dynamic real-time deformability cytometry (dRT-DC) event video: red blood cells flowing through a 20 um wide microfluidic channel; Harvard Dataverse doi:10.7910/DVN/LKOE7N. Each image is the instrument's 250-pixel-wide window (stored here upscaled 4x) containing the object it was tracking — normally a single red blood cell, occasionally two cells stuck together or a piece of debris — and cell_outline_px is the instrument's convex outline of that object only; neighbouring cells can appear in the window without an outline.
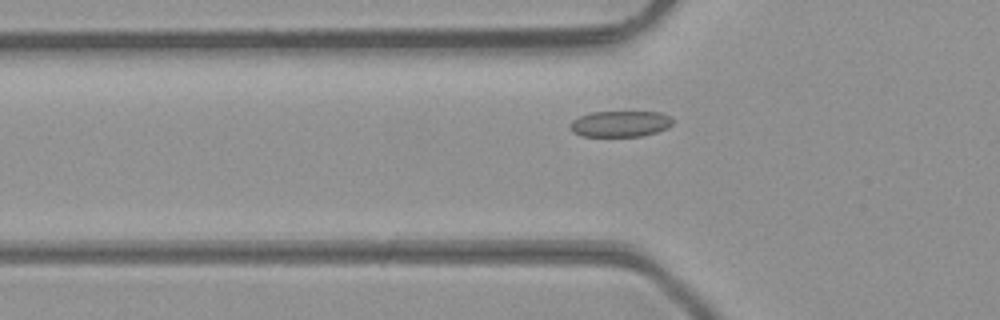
{"species": "common noctule bat (a hibernating species)", "species_latin": "Nyctalus noctula", "temperature_condition": "room temperature", "stored_images_in_passage": 43, "camera_frame_rate_fps": 3000, "um_per_image_px": 0.085, "animal": {"sex": "male", "body_mass_g": 23.1, "forearm_length_mm": 52.7}, "frame": {"image": 1, "passage_image": 11, "time_ms": 3.333, "image_size_px": [1000, 320], "cell_outline_px": [[672, 124], [668, 128], [656, 132], [640, 136], [580, 136], [572, 132], [568, 128], [568, 124], [572, 120], [580, 116], [592, 112], [660, 112], [672, 116]], "centroid_in_image_um": [52.69, 10.52], "position_along_channel_um": 73.1, "area_um2": 15.72}}
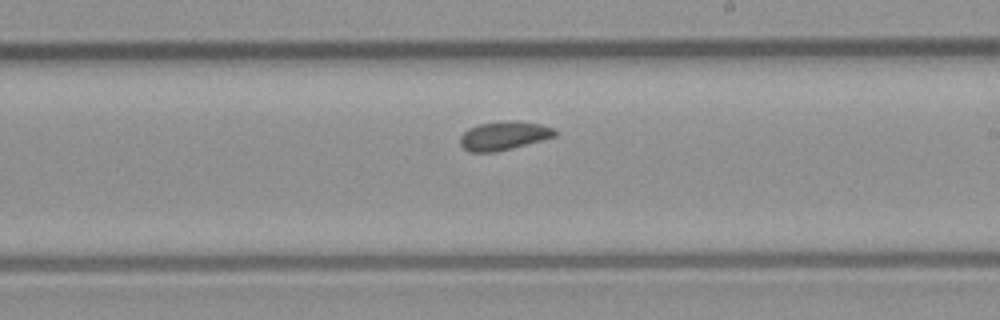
{"frame": {"image": 2, "passage_image": 23, "time_ms": 7.333, "image_size_px": [1000, 320], "cell_outline_px": [[556, 136], [512, 148], [496, 152], [468, 152], [460, 144], [460, 136], [468, 128], [480, 124], [508, 120], [516, 120], [540, 124], [552, 128], [556, 132]], "centroid_in_image_um": [42.8, 11.53], "position_along_channel_um": 246.2, "area_um2": 15.78}}
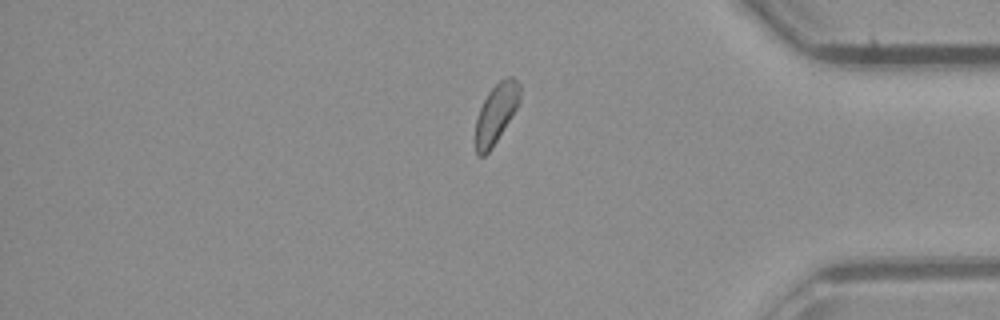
{"frame": {"image": 3, "passage_image": 35, "time_ms": 11.333, "image_size_px": [1000, 320], "cell_outline_px": [[520, 100], [516, 108], [492, 148], [484, 156], [476, 156], [476, 120], [480, 108], [488, 92], [500, 80], [508, 76], [512, 76], [520, 84]], "centroid_in_image_um": [42.16, 9.63], "position_along_channel_um": 393.0, "area_um2": 15.14}}